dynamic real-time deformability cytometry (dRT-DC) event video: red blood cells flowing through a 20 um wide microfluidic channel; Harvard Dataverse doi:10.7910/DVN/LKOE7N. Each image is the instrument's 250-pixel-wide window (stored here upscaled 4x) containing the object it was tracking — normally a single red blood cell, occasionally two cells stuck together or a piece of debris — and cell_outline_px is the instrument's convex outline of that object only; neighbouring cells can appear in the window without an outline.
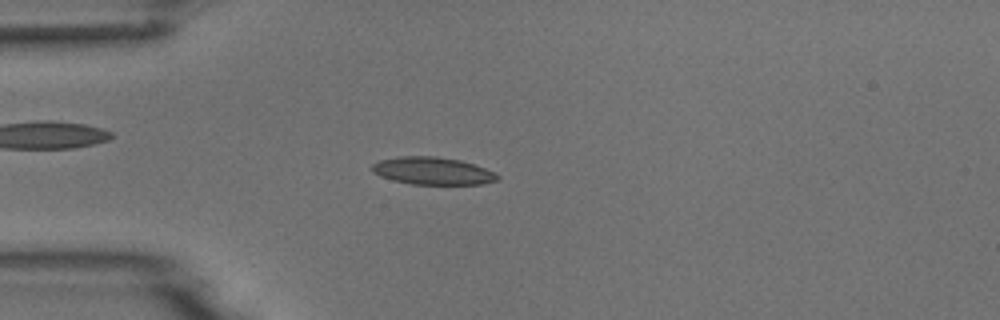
{"species": "common noctule bat (a hibernating species)", "species_latin": "Nyctalus noctula", "temperature_condition": "room temperature", "stored_images_in_passage": 8, "camera_frame_rate_fps": 3000, "um_per_image_px": 0.085, "animal": {"sex": "male", "body_mass_g": 18.8}, "frame": {"image": 1, "passage_image": 5, "time_ms": 4.667, "image_size_px": [1000, 320], "cell_outline_px": [[500, 180], [480, 184], [412, 184], [392, 180], [380, 176], [372, 172], [372, 164], [380, 160], [396, 156], [436, 156], [460, 160], [496, 172], [500, 176]], "centroid_in_image_um": [36.77, 14.52], "position_along_channel_um": 48.2, "area_um2": 20.17}}